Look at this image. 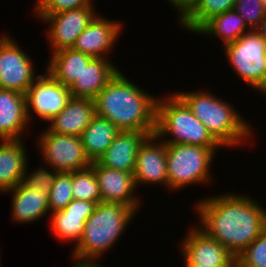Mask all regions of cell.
I'll use <instances>...</instances> for the list:
<instances>
[{
    "label": "cell",
    "instance_id": "obj_1",
    "mask_svg": "<svg viewBox=\"0 0 266 267\" xmlns=\"http://www.w3.org/2000/svg\"><path fill=\"white\" fill-rule=\"evenodd\" d=\"M194 207L200 224L196 226L235 257L266 229L265 207L245 194L211 195Z\"/></svg>",
    "mask_w": 266,
    "mask_h": 267
},
{
    "label": "cell",
    "instance_id": "obj_2",
    "mask_svg": "<svg viewBox=\"0 0 266 267\" xmlns=\"http://www.w3.org/2000/svg\"><path fill=\"white\" fill-rule=\"evenodd\" d=\"M157 98L118 70L93 100L95 114L109 120L120 131L155 133Z\"/></svg>",
    "mask_w": 266,
    "mask_h": 267
},
{
    "label": "cell",
    "instance_id": "obj_3",
    "mask_svg": "<svg viewBox=\"0 0 266 267\" xmlns=\"http://www.w3.org/2000/svg\"><path fill=\"white\" fill-rule=\"evenodd\" d=\"M199 119L211 135L224 147L233 148L246 145L253 134L250 121L214 93L199 89L176 93ZM241 115V116H240ZM246 141V142H245ZM248 142V143H247Z\"/></svg>",
    "mask_w": 266,
    "mask_h": 267
},
{
    "label": "cell",
    "instance_id": "obj_4",
    "mask_svg": "<svg viewBox=\"0 0 266 267\" xmlns=\"http://www.w3.org/2000/svg\"><path fill=\"white\" fill-rule=\"evenodd\" d=\"M136 211L121 203L100 202L86 220L82 237L72 250V259L98 261L120 239ZM98 259V260H97Z\"/></svg>",
    "mask_w": 266,
    "mask_h": 267
},
{
    "label": "cell",
    "instance_id": "obj_5",
    "mask_svg": "<svg viewBox=\"0 0 266 267\" xmlns=\"http://www.w3.org/2000/svg\"><path fill=\"white\" fill-rule=\"evenodd\" d=\"M157 96L155 134L166 144L223 147L175 91Z\"/></svg>",
    "mask_w": 266,
    "mask_h": 267
},
{
    "label": "cell",
    "instance_id": "obj_6",
    "mask_svg": "<svg viewBox=\"0 0 266 267\" xmlns=\"http://www.w3.org/2000/svg\"><path fill=\"white\" fill-rule=\"evenodd\" d=\"M220 148L166 144L168 190L179 192L193 184L211 183V164Z\"/></svg>",
    "mask_w": 266,
    "mask_h": 267
},
{
    "label": "cell",
    "instance_id": "obj_7",
    "mask_svg": "<svg viewBox=\"0 0 266 267\" xmlns=\"http://www.w3.org/2000/svg\"><path fill=\"white\" fill-rule=\"evenodd\" d=\"M223 49L239 80L259 92L266 82V41L261 34L251 30Z\"/></svg>",
    "mask_w": 266,
    "mask_h": 267
},
{
    "label": "cell",
    "instance_id": "obj_8",
    "mask_svg": "<svg viewBox=\"0 0 266 267\" xmlns=\"http://www.w3.org/2000/svg\"><path fill=\"white\" fill-rule=\"evenodd\" d=\"M40 132L36 142L44 165L59 172H74L91 166L80 137L53 133L47 126Z\"/></svg>",
    "mask_w": 266,
    "mask_h": 267
},
{
    "label": "cell",
    "instance_id": "obj_9",
    "mask_svg": "<svg viewBox=\"0 0 266 267\" xmlns=\"http://www.w3.org/2000/svg\"><path fill=\"white\" fill-rule=\"evenodd\" d=\"M35 62L8 34L0 36V88L25 94L41 75L35 73Z\"/></svg>",
    "mask_w": 266,
    "mask_h": 267
},
{
    "label": "cell",
    "instance_id": "obj_10",
    "mask_svg": "<svg viewBox=\"0 0 266 267\" xmlns=\"http://www.w3.org/2000/svg\"><path fill=\"white\" fill-rule=\"evenodd\" d=\"M25 98L26 114L30 123L33 113L39 119L49 122L66 108L72 96L68 87L45 71L27 89Z\"/></svg>",
    "mask_w": 266,
    "mask_h": 267
},
{
    "label": "cell",
    "instance_id": "obj_11",
    "mask_svg": "<svg viewBox=\"0 0 266 267\" xmlns=\"http://www.w3.org/2000/svg\"><path fill=\"white\" fill-rule=\"evenodd\" d=\"M94 6L63 11L48 16H37L42 23L48 24L47 40L51 53L65 48H72L78 36L98 14Z\"/></svg>",
    "mask_w": 266,
    "mask_h": 267
},
{
    "label": "cell",
    "instance_id": "obj_12",
    "mask_svg": "<svg viewBox=\"0 0 266 267\" xmlns=\"http://www.w3.org/2000/svg\"><path fill=\"white\" fill-rule=\"evenodd\" d=\"M180 245L183 264L212 267H236L235 256L217 240L208 237L195 225L191 226Z\"/></svg>",
    "mask_w": 266,
    "mask_h": 267
},
{
    "label": "cell",
    "instance_id": "obj_13",
    "mask_svg": "<svg viewBox=\"0 0 266 267\" xmlns=\"http://www.w3.org/2000/svg\"><path fill=\"white\" fill-rule=\"evenodd\" d=\"M133 175L137 188L152 184L168 190L166 143L156 134L149 135L139 147Z\"/></svg>",
    "mask_w": 266,
    "mask_h": 267
},
{
    "label": "cell",
    "instance_id": "obj_14",
    "mask_svg": "<svg viewBox=\"0 0 266 267\" xmlns=\"http://www.w3.org/2000/svg\"><path fill=\"white\" fill-rule=\"evenodd\" d=\"M91 167L98 181L102 202L121 203L138 213L142 202L135 192L137 187L133 173L104 167L97 161L92 162Z\"/></svg>",
    "mask_w": 266,
    "mask_h": 267
},
{
    "label": "cell",
    "instance_id": "obj_15",
    "mask_svg": "<svg viewBox=\"0 0 266 267\" xmlns=\"http://www.w3.org/2000/svg\"><path fill=\"white\" fill-rule=\"evenodd\" d=\"M120 22L97 14L78 36L72 49L93 58L109 59L107 54L112 52L123 30V24Z\"/></svg>",
    "mask_w": 266,
    "mask_h": 267
},
{
    "label": "cell",
    "instance_id": "obj_16",
    "mask_svg": "<svg viewBox=\"0 0 266 267\" xmlns=\"http://www.w3.org/2000/svg\"><path fill=\"white\" fill-rule=\"evenodd\" d=\"M95 206L94 202L73 199L64 209L50 213L49 226L52 234L66 244L67 241L75 242L76 247L82 237L85 222L92 215Z\"/></svg>",
    "mask_w": 266,
    "mask_h": 267
},
{
    "label": "cell",
    "instance_id": "obj_17",
    "mask_svg": "<svg viewBox=\"0 0 266 267\" xmlns=\"http://www.w3.org/2000/svg\"><path fill=\"white\" fill-rule=\"evenodd\" d=\"M30 124L25 94L0 88V140L24 139Z\"/></svg>",
    "mask_w": 266,
    "mask_h": 267
},
{
    "label": "cell",
    "instance_id": "obj_18",
    "mask_svg": "<svg viewBox=\"0 0 266 267\" xmlns=\"http://www.w3.org/2000/svg\"><path fill=\"white\" fill-rule=\"evenodd\" d=\"M152 134L155 133L119 131L97 162L104 167L134 173L139 147Z\"/></svg>",
    "mask_w": 266,
    "mask_h": 267
},
{
    "label": "cell",
    "instance_id": "obj_19",
    "mask_svg": "<svg viewBox=\"0 0 266 267\" xmlns=\"http://www.w3.org/2000/svg\"><path fill=\"white\" fill-rule=\"evenodd\" d=\"M6 193H11V219L16 224L37 222L50 213L48 194L42 188L28 187L22 182Z\"/></svg>",
    "mask_w": 266,
    "mask_h": 267
},
{
    "label": "cell",
    "instance_id": "obj_20",
    "mask_svg": "<svg viewBox=\"0 0 266 267\" xmlns=\"http://www.w3.org/2000/svg\"><path fill=\"white\" fill-rule=\"evenodd\" d=\"M95 115L93 99L72 97L47 128L53 133L80 137Z\"/></svg>",
    "mask_w": 266,
    "mask_h": 267
},
{
    "label": "cell",
    "instance_id": "obj_21",
    "mask_svg": "<svg viewBox=\"0 0 266 267\" xmlns=\"http://www.w3.org/2000/svg\"><path fill=\"white\" fill-rule=\"evenodd\" d=\"M24 141L26 140H1L0 193H5L23 182L25 168L29 164Z\"/></svg>",
    "mask_w": 266,
    "mask_h": 267
},
{
    "label": "cell",
    "instance_id": "obj_22",
    "mask_svg": "<svg viewBox=\"0 0 266 267\" xmlns=\"http://www.w3.org/2000/svg\"><path fill=\"white\" fill-rule=\"evenodd\" d=\"M111 59L92 58L84 67L78 80L69 88L71 96L75 98L94 99L118 72Z\"/></svg>",
    "mask_w": 266,
    "mask_h": 267
},
{
    "label": "cell",
    "instance_id": "obj_23",
    "mask_svg": "<svg viewBox=\"0 0 266 267\" xmlns=\"http://www.w3.org/2000/svg\"><path fill=\"white\" fill-rule=\"evenodd\" d=\"M51 54L45 70L68 88L78 80L84 67L93 58L72 48L61 49Z\"/></svg>",
    "mask_w": 266,
    "mask_h": 267
},
{
    "label": "cell",
    "instance_id": "obj_24",
    "mask_svg": "<svg viewBox=\"0 0 266 267\" xmlns=\"http://www.w3.org/2000/svg\"><path fill=\"white\" fill-rule=\"evenodd\" d=\"M119 131L109 120L98 115L93 117L80 136L85 155L91 163L98 161Z\"/></svg>",
    "mask_w": 266,
    "mask_h": 267
},
{
    "label": "cell",
    "instance_id": "obj_25",
    "mask_svg": "<svg viewBox=\"0 0 266 267\" xmlns=\"http://www.w3.org/2000/svg\"><path fill=\"white\" fill-rule=\"evenodd\" d=\"M251 31L244 19L234 10H227L208 20L196 34L216 37L222 41V47L242 37ZM219 37V38H218Z\"/></svg>",
    "mask_w": 266,
    "mask_h": 267
},
{
    "label": "cell",
    "instance_id": "obj_26",
    "mask_svg": "<svg viewBox=\"0 0 266 267\" xmlns=\"http://www.w3.org/2000/svg\"><path fill=\"white\" fill-rule=\"evenodd\" d=\"M236 0H194L178 17V24L189 33H196L212 17L234 9Z\"/></svg>",
    "mask_w": 266,
    "mask_h": 267
},
{
    "label": "cell",
    "instance_id": "obj_27",
    "mask_svg": "<svg viewBox=\"0 0 266 267\" xmlns=\"http://www.w3.org/2000/svg\"><path fill=\"white\" fill-rule=\"evenodd\" d=\"M71 190L73 199L94 202L95 204L102 201L98 181L91 166L72 172Z\"/></svg>",
    "mask_w": 266,
    "mask_h": 267
},
{
    "label": "cell",
    "instance_id": "obj_28",
    "mask_svg": "<svg viewBox=\"0 0 266 267\" xmlns=\"http://www.w3.org/2000/svg\"><path fill=\"white\" fill-rule=\"evenodd\" d=\"M72 172H59L48 193L50 213L64 209L72 200Z\"/></svg>",
    "mask_w": 266,
    "mask_h": 267
},
{
    "label": "cell",
    "instance_id": "obj_29",
    "mask_svg": "<svg viewBox=\"0 0 266 267\" xmlns=\"http://www.w3.org/2000/svg\"><path fill=\"white\" fill-rule=\"evenodd\" d=\"M236 258V267H266V229Z\"/></svg>",
    "mask_w": 266,
    "mask_h": 267
},
{
    "label": "cell",
    "instance_id": "obj_30",
    "mask_svg": "<svg viewBox=\"0 0 266 267\" xmlns=\"http://www.w3.org/2000/svg\"><path fill=\"white\" fill-rule=\"evenodd\" d=\"M93 3V0H37L33 11L36 16H48L84 6H94Z\"/></svg>",
    "mask_w": 266,
    "mask_h": 267
},
{
    "label": "cell",
    "instance_id": "obj_31",
    "mask_svg": "<svg viewBox=\"0 0 266 267\" xmlns=\"http://www.w3.org/2000/svg\"><path fill=\"white\" fill-rule=\"evenodd\" d=\"M234 10L251 30H257L266 16L261 0H236Z\"/></svg>",
    "mask_w": 266,
    "mask_h": 267
},
{
    "label": "cell",
    "instance_id": "obj_32",
    "mask_svg": "<svg viewBox=\"0 0 266 267\" xmlns=\"http://www.w3.org/2000/svg\"><path fill=\"white\" fill-rule=\"evenodd\" d=\"M45 166L43 167L40 164L39 167H36L35 170H32L33 171L32 173L31 171L28 172L29 170L26 166L23 183L28 187H34L39 189L42 188L48 194L49 189L55 182L56 176L59 173V171H56L52 168L51 169L47 168L49 167L47 164Z\"/></svg>",
    "mask_w": 266,
    "mask_h": 267
},
{
    "label": "cell",
    "instance_id": "obj_33",
    "mask_svg": "<svg viewBox=\"0 0 266 267\" xmlns=\"http://www.w3.org/2000/svg\"><path fill=\"white\" fill-rule=\"evenodd\" d=\"M174 10L177 11L178 17L193 3L194 0H167Z\"/></svg>",
    "mask_w": 266,
    "mask_h": 267
},
{
    "label": "cell",
    "instance_id": "obj_34",
    "mask_svg": "<svg viewBox=\"0 0 266 267\" xmlns=\"http://www.w3.org/2000/svg\"><path fill=\"white\" fill-rule=\"evenodd\" d=\"M74 262L69 267H106L105 265L102 266V263L100 265V261H79L73 259Z\"/></svg>",
    "mask_w": 266,
    "mask_h": 267
},
{
    "label": "cell",
    "instance_id": "obj_35",
    "mask_svg": "<svg viewBox=\"0 0 266 267\" xmlns=\"http://www.w3.org/2000/svg\"><path fill=\"white\" fill-rule=\"evenodd\" d=\"M257 31L261 34V36L266 41V16L262 20V23H261L260 27L257 29Z\"/></svg>",
    "mask_w": 266,
    "mask_h": 267
},
{
    "label": "cell",
    "instance_id": "obj_36",
    "mask_svg": "<svg viewBox=\"0 0 266 267\" xmlns=\"http://www.w3.org/2000/svg\"><path fill=\"white\" fill-rule=\"evenodd\" d=\"M184 267H212V266H202L199 264H184Z\"/></svg>",
    "mask_w": 266,
    "mask_h": 267
},
{
    "label": "cell",
    "instance_id": "obj_37",
    "mask_svg": "<svg viewBox=\"0 0 266 267\" xmlns=\"http://www.w3.org/2000/svg\"><path fill=\"white\" fill-rule=\"evenodd\" d=\"M259 93H263L264 96L266 95V82H265L263 88L259 91Z\"/></svg>",
    "mask_w": 266,
    "mask_h": 267
},
{
    "label": "cell",
    "instance_id": "obj_38",
    "mask_svg": "<svg viewBox=\"0 0 266 267\" xmlns=\"http://www.w3.org/2000/svg\"><path fill=\"white\" fill-rule=\"evenodd\" d=\"M262 1V5H263V8H264V11L266 13V0H261Z\"/></svg>",
    "mask_w": 266,
    "mask_h": 267
}]
</instances>
